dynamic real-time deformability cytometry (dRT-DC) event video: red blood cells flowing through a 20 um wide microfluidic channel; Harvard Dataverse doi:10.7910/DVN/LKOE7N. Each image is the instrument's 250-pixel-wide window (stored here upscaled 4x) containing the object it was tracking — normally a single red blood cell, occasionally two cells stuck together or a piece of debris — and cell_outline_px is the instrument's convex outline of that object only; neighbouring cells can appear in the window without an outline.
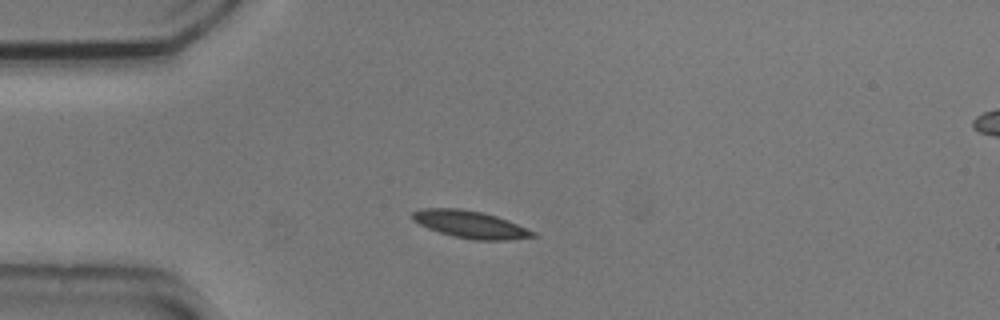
{"species": "common noctule bat (a hibernating species)", "species_latin": "Nyctalus noctula", "temperature_condition": "cold", "stored_images_in_passage": 42, "camera_frame_rate_fps": 3000, "um_per_image_px": 0.085, "animal": {"sex": "male", "body_mass_g": 20.5, "forearm_length_mm": 52.5}, "frame": {"image": 1, "passage_image": 1, "time_ms": 0.0, "image_size_px": [1000, 320], "cell_outline_px": [[540, 236], [508, 240], [476, 240], [456, 236], [440, 232], [428, 228], [412, 220], [412, 212], [420, 208], [460, 208], [484, 212], [508, 220], [536, 232]], "centroid_in_image_um": [40.01, 19.06], "position_along_channel_um": 45.0, "area_um2": 19.19}}
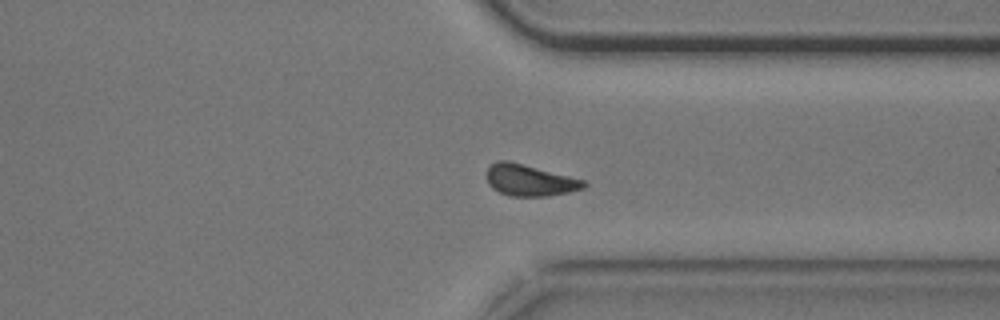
{"frame": {"image": 2, "passage_image": 29, "time_ms": 9.333, "image_size_px": [1000, 320], "cell_outline_px": [[588, 184], [584, 188], [568, 192], [548, 196], [508, 196], [492, 188], [488, 184], [488, 168], [496, 160], [508, 160], [584, 180]], "centroid_in_image_um": [45.02, 15.33], "position_along_channel_um": 366.4, "area_um2": 17.63}}
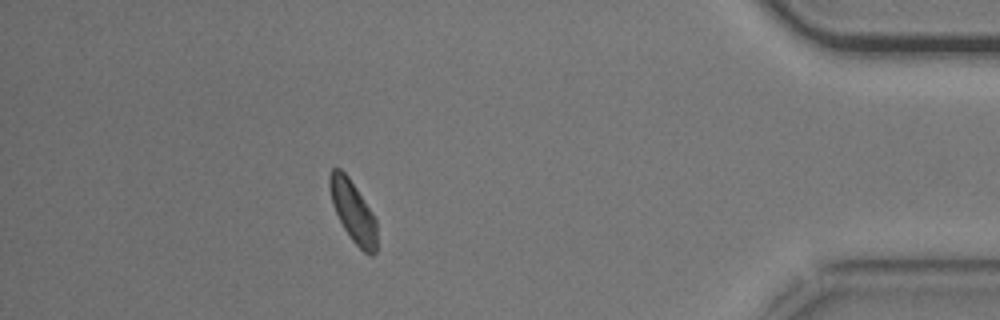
{"frame": {"image": 3, "passage_image": 36, "time_ms": 11.667, "image_size_px": [1000, 320], "cell_outline_px": [[376, 252], [372, 256], [368, 256], [352, 240], [344, 228], [332, 204], [328, 184], [328, 176], [332, 168], [340, 168], [348, 176], [372, 212], [376, 220]], "centroid_in_image_um": [29.99, 17.96], "position_along_channel_um": 405.2, "area_um2": 16.76}, "authors_computed_cell_mechanics": {"area_um2": 17.9758, "velocity_mm_per_s": 3.6438, "shape_relaxation_time_tau1_ms": 4.0487, "shape_relaxation_time_tau2_ms": null, "deformation_change_tau1": 0.086, "deformation_change_tau2": null}}